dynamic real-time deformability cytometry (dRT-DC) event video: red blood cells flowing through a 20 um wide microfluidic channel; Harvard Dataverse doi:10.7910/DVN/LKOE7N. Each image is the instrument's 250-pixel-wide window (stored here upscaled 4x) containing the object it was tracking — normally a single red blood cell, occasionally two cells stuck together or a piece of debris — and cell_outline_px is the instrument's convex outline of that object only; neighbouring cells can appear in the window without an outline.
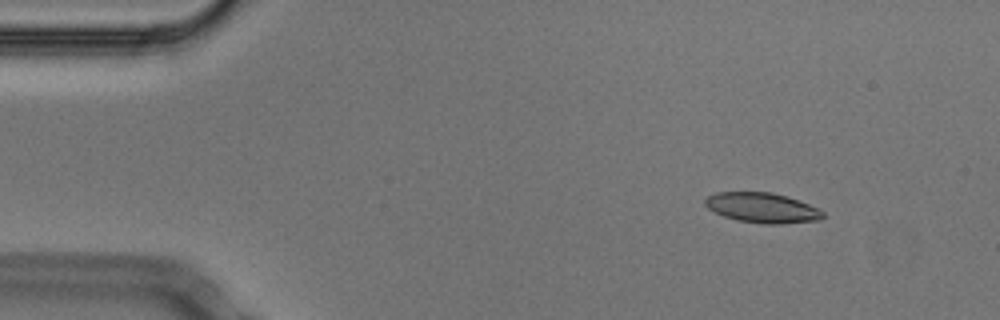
{"species": "Egyptian fruit bat (a non-hibernating species)", "species_latin": "Rousettus aegyptiacus", "temperature_condition": "cold", "stored_images_in_passage": 6, "camera_frame_rate_fps": 3000, "um_per_image_px": 0.085, "animal": {"sex": "male"}, "frame": {"image": 1, "passage_image": 1, "time_ms": 0.0, "image_size_px": [1000, 320], "cell_outline_px": [[824, 216], [820, 220], [780, 224], [764, 224], [736, 220], [724, 216], [708, 208], [704, 204], [704, 200], [708, 196], [716, 192], [772, 192], [788, 196], [808, 204], [824, 212]], "centroid_in_image_um": [64.78, 17.66], "position_along_channel_um": 20.2, "area_um2": 20.63}}